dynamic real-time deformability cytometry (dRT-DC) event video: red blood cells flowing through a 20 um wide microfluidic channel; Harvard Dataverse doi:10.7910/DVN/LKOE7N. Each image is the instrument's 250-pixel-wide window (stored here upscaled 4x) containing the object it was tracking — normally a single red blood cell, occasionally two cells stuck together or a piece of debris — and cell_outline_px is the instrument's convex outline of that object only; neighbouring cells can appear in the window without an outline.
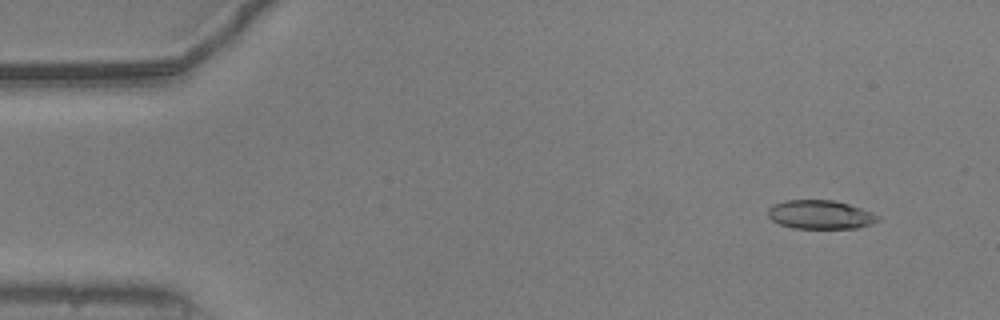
{"species": "common noctule bat (a hibernating species)", "species_latin": "Nyctalus noctula", "temperature_condition": "warm", "stored_images_in_passage": 18, "camera_frame_rate_fps": 3000, "um_per_image_px": 0.085, "animal": {"sex": "male", "body_mass_g": 20.5, "forearm_length_mm": 52.5}, "frame": {"image": 1, "passage_image": 5, "time_ms": 1.333, "image_size_px": [1000, 320], "cell_outline_px": [[880, 220], [872, 224], [856, 228], [792, 228], [780, 224], [772, 220], [768, 216], [768, 208], [772, 204], [784, 200], [832, 200], [848, 204], [872, 212], [880, 216]], "centroid_in_image_um": [69.72, 18.24], "position_along_channel_um": 15.3, "area_um2": 18.5}}
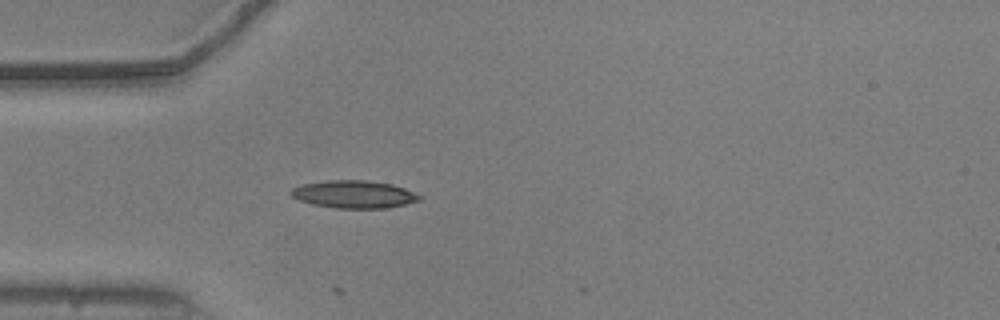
{"frame": {"image": 2, "passage_image": 16, "time_ms": 5.0, "image_size_px": [1000, 320], "cell_outline_px": [[424, 196], [420, 200], [404, 204], [384, 208], [336, 208], [312, 204], [300, 200], [292, 196], [288, 192], [292, 188], [300, 184], [328, 180], [364, 180], [392, 184], [404, 188]], "centroid_in_image_um": [30.07, 16.51], "position_along_channel_um": 54.9, "area_um2": 20.69}}